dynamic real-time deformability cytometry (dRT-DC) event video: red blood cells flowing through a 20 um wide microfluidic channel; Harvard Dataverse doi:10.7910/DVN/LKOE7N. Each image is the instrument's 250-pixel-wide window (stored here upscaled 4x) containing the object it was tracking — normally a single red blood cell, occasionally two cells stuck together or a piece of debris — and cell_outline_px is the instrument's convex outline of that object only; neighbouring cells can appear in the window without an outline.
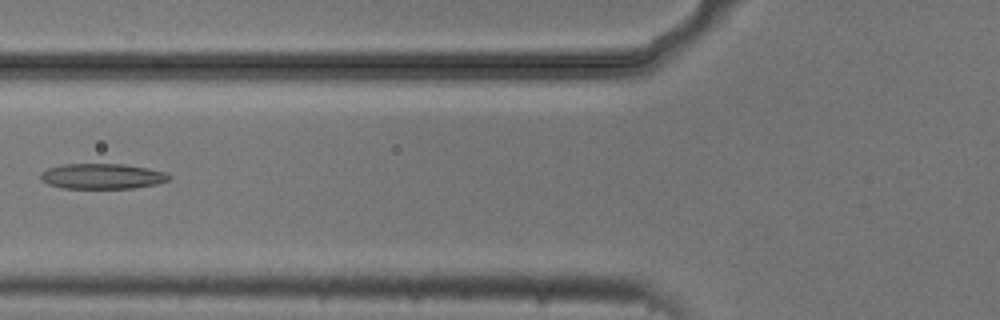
{"species": "common noctule bat (a hibernating species)", "species_latin": "Nyctalus noctula", "temperature_condition": "cold", "stored_images_in_passage": 6, "camera_frame_rate_fps": 3000, "um_per_image_px": 0.085, "animal": {"sex": "male", "body_mass_g": 20.5, "forearm_length_mm": 52.5}, "frame": {"image": 1, "passage_image": 5, "time_ms": 1.333, "image_size_px": [1000, 320], "cell_outline_px": [[172, 180], [160, 184], [132, 188], [60, 188], [48, 184], [40, 180], [40, 172], [48, 168], [64, 164], [124, 164], [148, 168], [164, 172], [172, 176]], "centroid_in_image_um": [8.71, 14.98], "position_along_channel_um": 117.1, "area_um2": 19.25}}
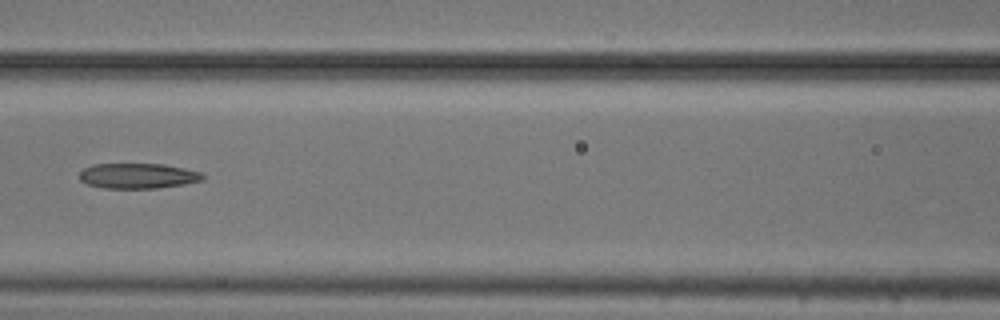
{"frame": {"image": 2, "passage_image": 6, "time_ms": 1.667, "image_size_px": [1000, 320], "cell_outline_px": [[204, 180], [184, 184], [156, 188], [104, 188], [88, 184], [80, 180], [80, 172], [84, 168], [92, 164], [164, 164], [184, 168], [200, 172], [204, 176]], "centroid_in_image_um": [11.72, 14.94], "position_along_channel_um": 154.9, "area_um2": 18.09}}